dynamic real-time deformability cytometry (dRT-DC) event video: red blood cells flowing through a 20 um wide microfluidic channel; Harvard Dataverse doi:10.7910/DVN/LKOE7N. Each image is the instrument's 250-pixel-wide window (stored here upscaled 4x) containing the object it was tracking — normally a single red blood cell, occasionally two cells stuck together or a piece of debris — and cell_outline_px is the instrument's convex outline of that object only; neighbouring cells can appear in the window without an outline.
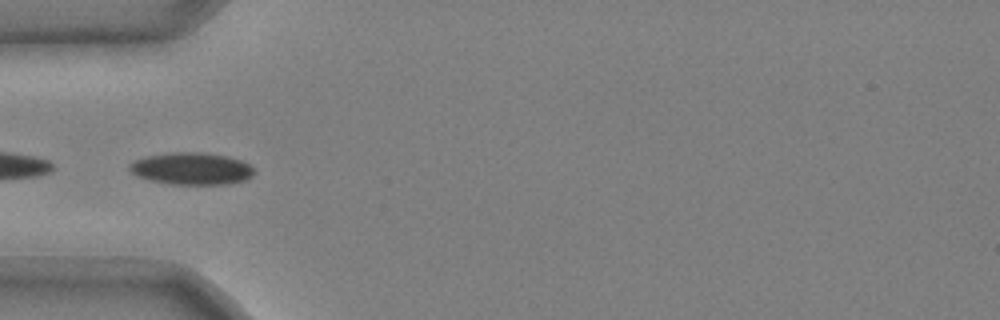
{"species": "common noctule bat (a hibernating species)", "species_latin": "Nyctalus noctula", "temperature_condition": "cold", "stored_images_in_passage": 44, "camera_frame_rate_fps": 3000, "um_per_image_px": 0.085, "animal": {"sex": "male", "body_mass_g": 20.4}, "frame": {"image": 1, "passage_image": 9, "time_ms": 2.667, "image_size_px": [1000, 320], "cell_outline_px": [[256, 172], [252, 176], [244, 180], [228, 184], [168, 184], [136, 176], [128, 168], [128, 164], [136, 160], [148, 156], [168, 152], [204, 152], [228, 156], [240, 160], [248, 164]], "centroid_in_image_um": [16.28, 14.33], "position_along_channel_um": 68.7, "area_um2": 23.35}}
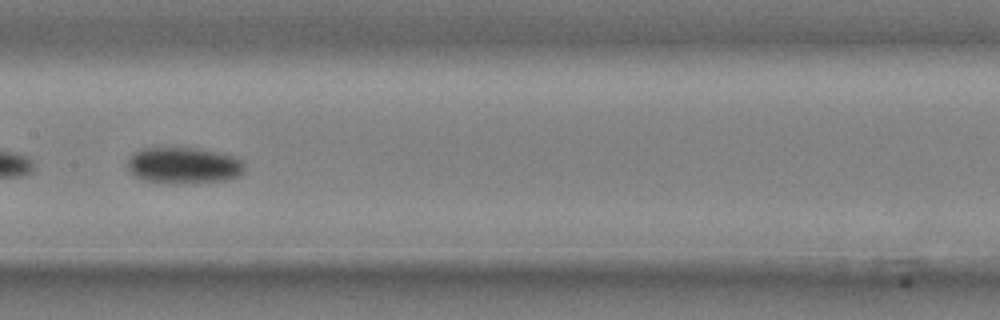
{"frame": {"image": 2, "passage_image": 19, "time_ms": 6.0, "image_size_px": [1000, 320], "cell_outline_px": [[244, 172], [240, 176], [228, 180], [184, 184], [168, 184], [144, 180], [136, 176], [128, 168], [128, 160], [140, 148], [196, 148], [220, 152], [236, 156], [244, 164]], "centroid_in_image_um": [15.67, 14.08], "position_along_channel_um": 191.7, "area_um2": 25.09}}
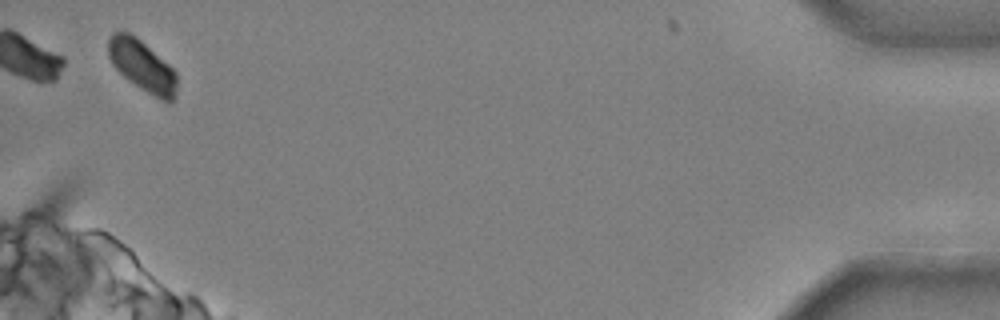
{"frame": {"image": 3, "passage_image": 43, "time_ms": 14.0, "image_size_px": [1000, 320], "cell_outline_px": [[176, 96], [172, 100], [160, 100], [140, 88], [128, 80], [112, 64], [108, 56], [108, 40], [112, 32], [128, 32], [136, 36], [168, 64], [176, 72]], "centroid_in_image_um": [12.07, 5.58], "position_along_channel_um": 423.1, "area_um2": 20.23}}